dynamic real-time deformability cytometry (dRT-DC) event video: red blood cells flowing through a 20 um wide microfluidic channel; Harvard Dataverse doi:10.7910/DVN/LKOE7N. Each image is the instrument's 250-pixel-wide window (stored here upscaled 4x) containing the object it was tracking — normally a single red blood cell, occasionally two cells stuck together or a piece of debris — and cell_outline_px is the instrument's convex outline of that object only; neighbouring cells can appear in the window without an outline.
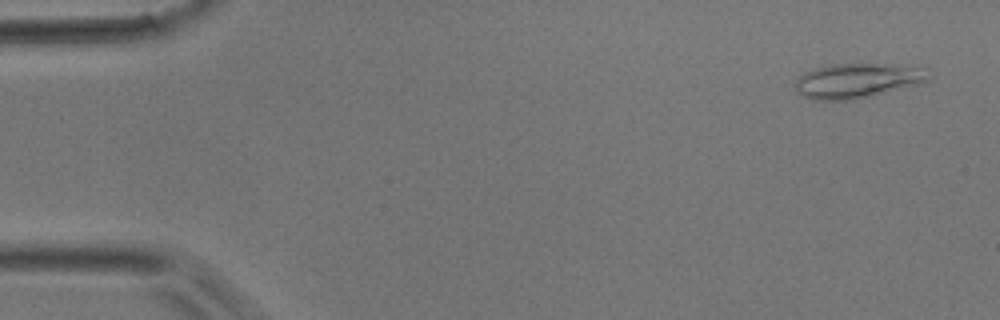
{"species": "common noctule bat (a hibernating species)", "species_latin": "Nyctalus noctula", "temperature_condition": "room temperature", "stored_images_in_passage": 42, "camera_frame_rate_fps": 3000, "um_per_image_px": 0.085, "animal": {"sex": "male", "body_mass_g": 17.9}, "frame": {"image": 1, "passage_image": 1, "time_ms": 0.0, "image_size_px": [1000, 320], "cell_outline_px": [[928, 80], [916, 84], [848, 100], [816, 100], [804, 96], [796, 88], [796, 80], [804, 72], [828, 64], [892, 64], [924, 68]], "centroid_in_image_um": [72.8, 6.83], "position_along_channel_um": 12.2, "area_um2": 26.07}}
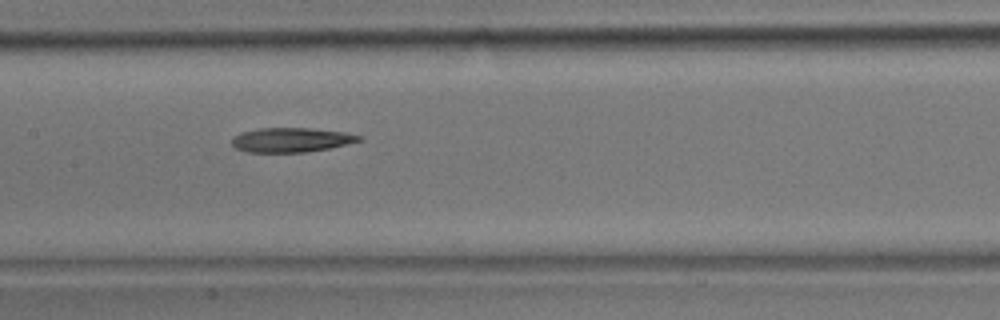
{"frame": {"image": 2, "passage_image": 20, "time_ms": 6.333, "image_size_px": [1000, 320], "cell_outline_px": [[364, 140], [328, 148], [308, 152], [248, 152], [236, 148], [232, 144], [232, 136], [240, 132], [260, 128], [308, 128], [344, 132], [360, 136]], "centroid_in_image_um": [24.72, 11.89], "position_along_channel_um": 182.7, "area_um2": 18.03}}
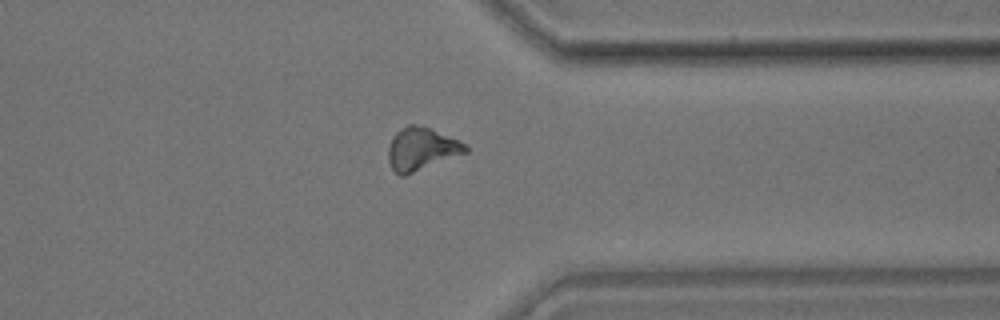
{"frame": {"image": 3, "passage_image": 33, "time_ms": 10.667, "image_size_px": [1000, 320], "cell_outline_px": [[468, 152], [404, 176], [400, 176], [392, 168], [388, 160], [388, 148], [396, 132], [400, 128], [408, 124], [412, 124], [428, 128], [460, 140], [468, 148]], "centroid_in_image_um": [35.82, 12.67], "position_along_channel_um": 375.6, "area_um2": 19.02}}